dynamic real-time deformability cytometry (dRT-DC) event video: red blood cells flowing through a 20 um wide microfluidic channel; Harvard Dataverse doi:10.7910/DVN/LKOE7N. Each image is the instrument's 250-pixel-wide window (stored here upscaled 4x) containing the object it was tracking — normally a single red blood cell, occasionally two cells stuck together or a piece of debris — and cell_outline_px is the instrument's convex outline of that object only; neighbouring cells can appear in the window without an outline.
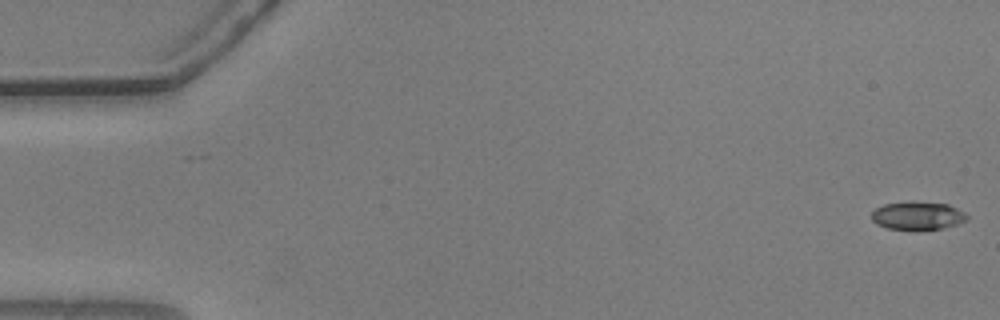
{"species": "common noctule bat (a hibernating species)", "species_latin": "Nyctalus noctula", "temperature_condition": "warm", "stored_images_in_passage": 13, "camera_frame_rate_fps": 3000, "um_per_image_px": 0.085, "animal": {"sex": "male", "body_mass_g": 20.5, "forearm_length_mm": 52.5}, "frame": {"image": 1, "passage_image": 1, "time_ms": 0.0, "image_size_px": [1000, 320], "cell_outline_px": [[968, 220], [944, 228], [912, 232], [888, 228], [876, 224], [872, 220], [872, 212], [876, 208], [884, 204], [948, 204], [964, 212], [968, 216]], "centroid_in_image_um": [78.0, 18.42], "position_along_channel_um": 7.0, "area_um2": 15.37}}